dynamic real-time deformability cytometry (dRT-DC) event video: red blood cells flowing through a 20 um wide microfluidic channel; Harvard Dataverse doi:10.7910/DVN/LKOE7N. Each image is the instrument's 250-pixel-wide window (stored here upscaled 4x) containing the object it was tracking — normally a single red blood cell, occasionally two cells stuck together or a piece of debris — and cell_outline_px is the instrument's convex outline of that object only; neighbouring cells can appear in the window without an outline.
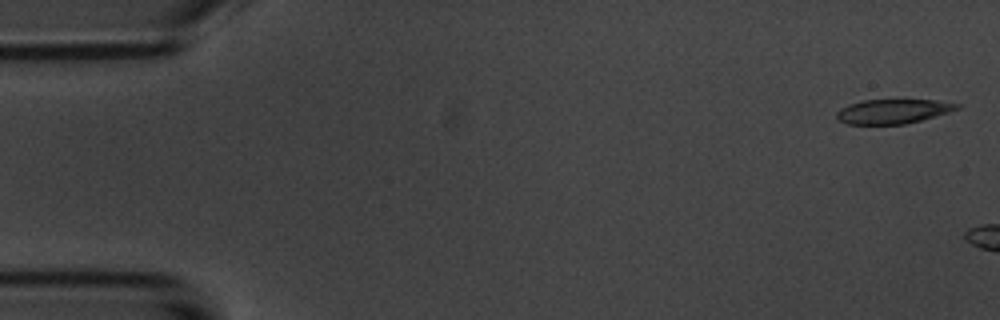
{"species": "common noctule bat (a hibernating species)", "species_latin": "Nyctalus noctula", "temperature_condition": "room temperature", "stored_images_in_passage": 2, "camera_frame_rate_fps": 3000, "um_per_image_px": 0.085, "animal": {"sex": "male", "body_mass_g": 20.1, "forearm_length_mm": 53.5}, "frame": {"image": 1, "passage_image": 1, "time_ms": 0.0, "image_size_px": [1000, 320], "cell_outline_px": [[960, 108], [948, 112], [920, 120], [904, 124], [848, 124], [836, 120], [836, 112], [840, 108], [848, 104], [860, 100], [936, 100], [960, 104]], "centroid_in_image_um": [75.84, 9.46], "position_along_channel_um": 9.2, "area_um2": 17.11}}